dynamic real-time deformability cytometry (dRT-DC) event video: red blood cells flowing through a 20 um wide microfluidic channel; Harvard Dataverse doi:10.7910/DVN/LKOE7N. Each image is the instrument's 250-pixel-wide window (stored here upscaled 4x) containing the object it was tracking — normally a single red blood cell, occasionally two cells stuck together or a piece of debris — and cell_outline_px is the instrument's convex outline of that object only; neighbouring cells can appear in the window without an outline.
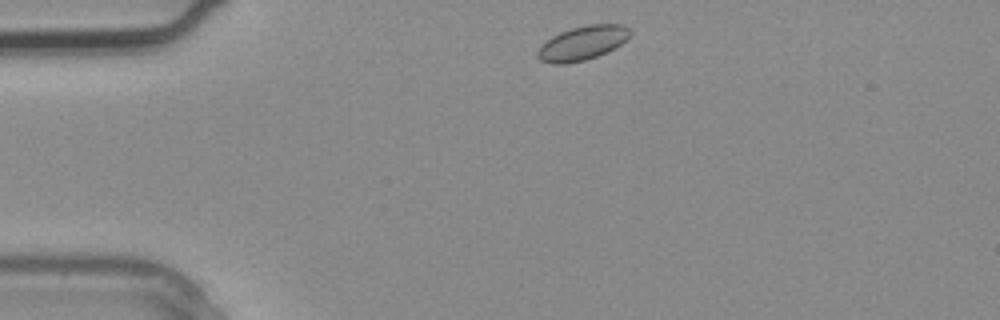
{"species": "common noctule bat (a hibernating species)", "species_latin": "Nyctalus noctula", "temperature_condition": "warm", "stored_images_in_passage": 2, "camera_frame_rate_fps": 3000, "um_per_image_px": 0.085, "animal": {"sex": "male", "body_mass_g": 20.4}, "frame": {"image": 1, "passage_image": 1, "time_ms": 0.0, "image_size_px": [1000, 320], "cell_outline_px": [[632, 32], [620, 44], [608, 52], [584, 60], [568, 64], [552, 64], [540, 60], [536, 56], [536, 52], [552, 36], [560, 32], [572, 28], [588, 24], [624, 24]], "centroid_in_image_um": [49.5, 3.66], "position_along_channel_um": 35.5, "area_um2": 18.26}}